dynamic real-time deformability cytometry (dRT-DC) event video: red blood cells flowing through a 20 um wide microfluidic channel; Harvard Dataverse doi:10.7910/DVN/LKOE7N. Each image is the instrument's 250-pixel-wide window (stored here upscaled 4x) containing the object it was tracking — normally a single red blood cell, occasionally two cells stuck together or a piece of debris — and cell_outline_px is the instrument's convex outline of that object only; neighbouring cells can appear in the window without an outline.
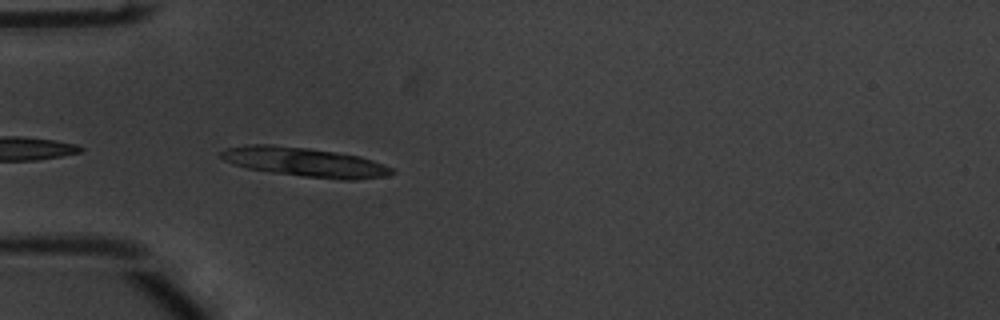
{"species": "common noctule bat (a hibernating species)", "species_latin": "Nyctalus noctula", "temperature_condition": "warm", "stored_images_in_passage": 7, "camera_frame_rate_fps": 3000, "um_per_image_px": 0.085, "animal": {"sex": "male", "body_mass_g": 20.1, "forearm_length_mm": 53.5}, "frame": {"image": 1, "passage_image": 2, "time_ms": 0.333, "image_size_px": [1000, 320], "cell_outline_px": [[396, 172], [388, 176], [356, 180], [340, 180], [304, 176], [272, 172], [248, 168], [232, 164], [224, 160], [220, 156], [220, 152], [224, 148], [244, 144], [272, 144], [308, 148], [336, 152], [360, 156], [384, 164], [392, 168]], "centroid_in_image_um": [25.9, 13.77], "position_along_channel_um": 59.1, "area_um2": 29.3}}
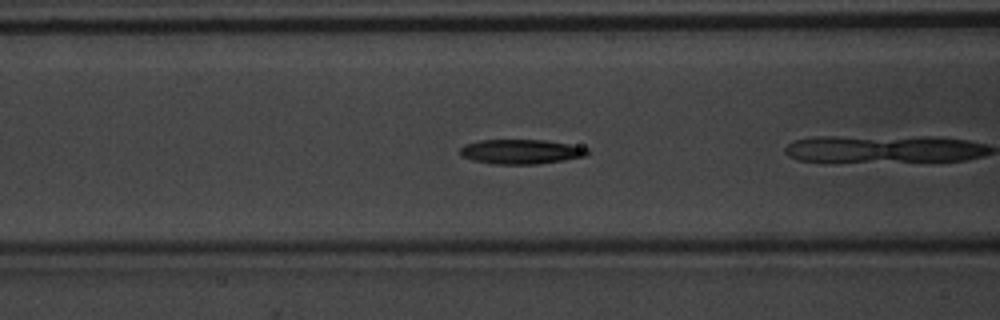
{"frame": {"image": 2, "passage_image": 5, "time_ms": 1.333, "image_size_px": [1000, 320], "cell_outline_px": [[588, 152], [584, 156], [564, 160], [536, 164], [496, 164], [472, 160], [460, 156], [460, 148], [464, 144], [480, 140], [544, 140], [568, 144], [588, 148]], "centroid_in_image_um": [44.23, 12.89], "position_along_channel_um": 122.4, "area_um2": 18.15}}